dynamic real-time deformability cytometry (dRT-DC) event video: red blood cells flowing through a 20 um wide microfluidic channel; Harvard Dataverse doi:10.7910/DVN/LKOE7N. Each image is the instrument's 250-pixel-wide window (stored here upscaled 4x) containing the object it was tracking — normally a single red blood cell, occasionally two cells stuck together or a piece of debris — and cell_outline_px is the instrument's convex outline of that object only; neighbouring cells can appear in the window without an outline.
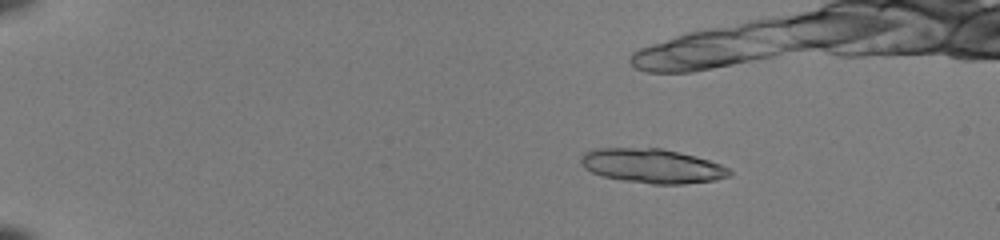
{"species": "common noctule bat (a hibernating species)", "species_latin": "Nyctalus noctula", "temperature_condition": "room temperature", "stored_images_in_passage": 36, "camera_frame_rate_fps": 3000, "um_per_image_px": 0.085, "animal": {"sex": "female", "body_mass_g": 22.0, "forearm_length_mm": 56.7}, "frame": {"image": 1, "passage_image": 11, "time_ms": 3.333, "image_size_px": [1000, 240], "cell_outline_px": [[732, 172], [728, 176], [716, 180], [684, 184], [652, 184], [624, 180], [604, 176], [592, 172], [584, 168], [580, 160], [580, 156], [584, 152], [596, 148], [660, 148], [696, 156], [720, 164], [728, 168]], "centroid_in_image_um": [55.42, 14.1], "position_along_channel_um": 29.6, "area_um2": 29.59}}